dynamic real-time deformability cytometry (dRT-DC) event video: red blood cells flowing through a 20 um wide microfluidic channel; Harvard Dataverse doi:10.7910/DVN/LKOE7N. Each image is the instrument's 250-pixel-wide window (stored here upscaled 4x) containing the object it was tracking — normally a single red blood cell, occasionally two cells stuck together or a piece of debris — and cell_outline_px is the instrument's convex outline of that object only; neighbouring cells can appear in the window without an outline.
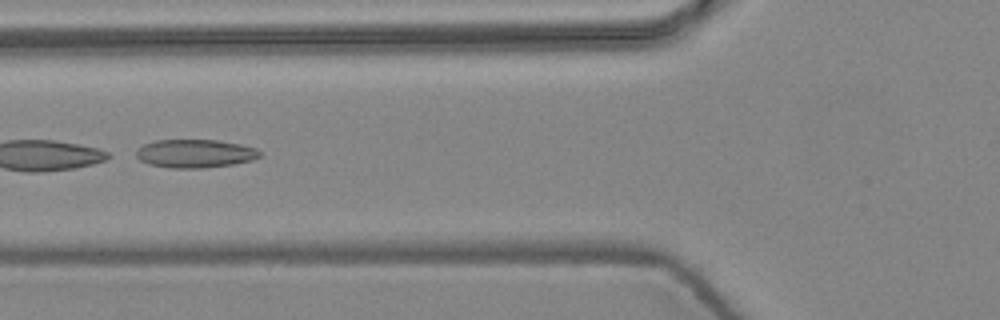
{"species": "common noctule bat (a hibernating species)", "species_latin": "Nyctalus noctula", "temperature_condition": "warm", "stored_images_in_passage": 6, "camera_frame_rate_fps": 3000, "um_per_image_px": 0.085, "animal": {"sex": "female", "body_mass_g": 24.6, "forearm_length_mm": 56.2}, "frame": {"image": 1, "passage_image": 6, "time_ms": 1.667, "image_size_px": [1000, 320], "cell_outline_px": [[260, 156], [252, 160], [232, 164], [204, 168], [172, 168], [148, 164], [140, 160], [136, 156], [136, 148], [144, 144], [156, 140], [216, 140], [240, 144], [256, 148], [260, 152]], "centroid_in_image_um": [16.55, 13.05], "position_along_channel_um": 109.3, "area_um2": 20.4}}